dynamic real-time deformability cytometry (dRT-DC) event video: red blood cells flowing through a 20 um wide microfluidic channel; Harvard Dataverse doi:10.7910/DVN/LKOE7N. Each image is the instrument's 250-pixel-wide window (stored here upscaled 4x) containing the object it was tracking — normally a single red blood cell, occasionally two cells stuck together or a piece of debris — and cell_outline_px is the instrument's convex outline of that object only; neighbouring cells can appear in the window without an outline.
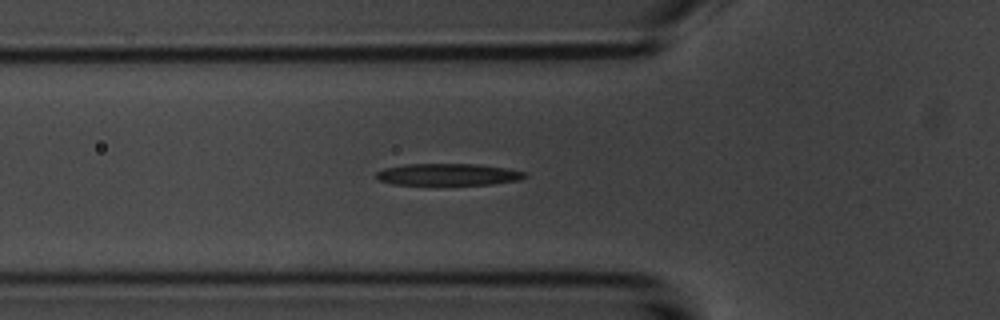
{"species": "common noctule bat (a hibernating species)", "species_latin": "Nyctalus noctula", "temperature_condition": "room temperature", "stored_images_in_passage": 49, "camera_frame_rate_fps": 3000, "um_per_image_px": 0.085, "animal": {"sex": "male", "body_mass_g": 20.1, "forearm_length_mm": 53.5}, "frame": {"image": 1, "passage_image": 17, "time_ms": 5.333, "image_size_px": [1000, 320], "cell_outline_px": [[528, 176], [520, 180], [492, 184], [436, 188], [392, 184], [376, 180], [376, 172], [384, 168], [408, 164], [480, 164], [504, 168], [524, 172]], "centroid_in_image_um": [38.02, 14.89], "position_along_channel_um": 87.8, "area_um2": 20.23}}
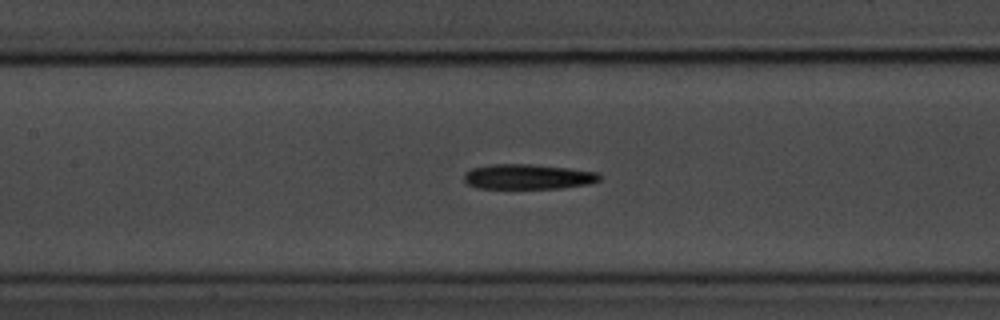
{"frame": {"image": 2, "passage_image": 23, "time_ms": 7.333, "image_size_px": [1000, 320], "cell_outline_px": [[600, 180], [588, 184], [564, 188], [476, 188], [468, 184], [464, 180], [464, 172], [472, 168], [492, 164], [532, 164], [568, 168], [596, 172], [600, 176]], "centroid_in_image_um": [44.85, 15.02], "position_along_channel_um": 162.6, "area_um2": 19.77}}
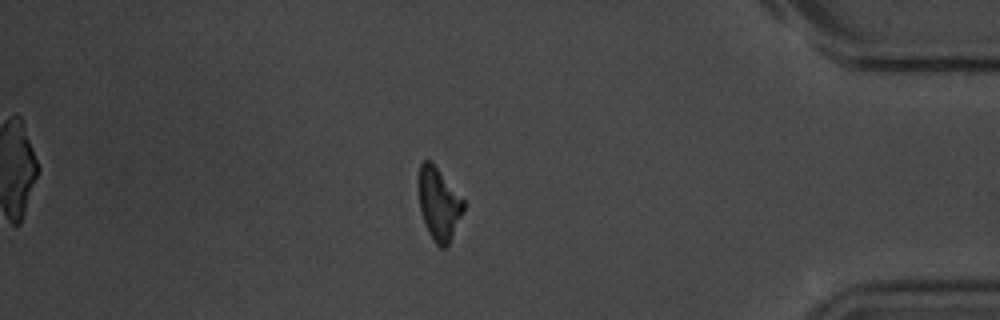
{"frame": {"image": 3, "passage_image": 45, "time_ms": 14.667, "image_size_px": [1000, 320], "cell_outline_px": [[464, 212], [448, 244], [444, 248], [440, 248], [432, 240], [424, 224], [420, 208], [420, 164], [424, 160], [428, 160], [436, 168], [464, 200]], "centroid_in_image_um": [37.32, 17.41], "position_along_channel_um": 397.9, "area_um2": 18.38}, "authors_computed_cell_mechanics": {"area_um2": 19.7676, "velocity_mm_per_s": 3.6976, "shape_relaxation_time_tau1_ms": 3.4875, "shape_relaxation_time_tau2_ms": null, "deformation_change_tau1": 0.1589, "deformation_change_tau2": null}}